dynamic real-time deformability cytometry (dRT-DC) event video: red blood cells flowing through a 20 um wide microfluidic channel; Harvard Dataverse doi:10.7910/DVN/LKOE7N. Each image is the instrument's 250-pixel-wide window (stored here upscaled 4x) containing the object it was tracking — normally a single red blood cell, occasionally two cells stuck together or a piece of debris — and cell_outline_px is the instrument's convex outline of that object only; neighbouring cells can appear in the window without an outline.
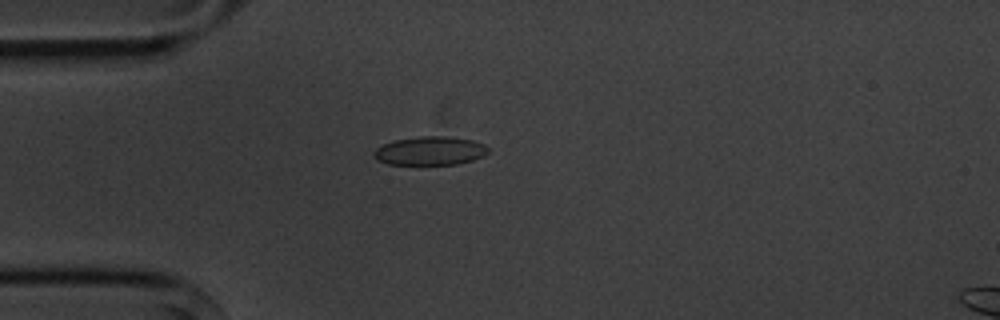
{"species": "common noctule bat (a hibernating species)", "species_latin": "Nyctalus noctula", "temperature_condition": "cold", "stored_images_in_passage": 6, "camera_frame_rate_fps": 3000, "um_per_image_px": 0.085, "animal": {"sex": "male", "body_mass_g": 20.1, "forearm_length_mm": 53.5}, "frame": {"image": 1, "passage_image": 5, "time_ms": 4.667, "image_size_px": [1000, 320], "cell_outline_px": [[488, 152], [484, 156], [472, 160], [456, 164], [388, 164], [376, 160], [372, 156], [372, 152], [376, 148], [392, 140], [420, 136], [448, 136], [472, 140], [484, 144], [488, 148]], "centroid_in_image_um": [36.52, 12.81], "position_along_channel_um": 48.5, "area_um2": 19.19}}